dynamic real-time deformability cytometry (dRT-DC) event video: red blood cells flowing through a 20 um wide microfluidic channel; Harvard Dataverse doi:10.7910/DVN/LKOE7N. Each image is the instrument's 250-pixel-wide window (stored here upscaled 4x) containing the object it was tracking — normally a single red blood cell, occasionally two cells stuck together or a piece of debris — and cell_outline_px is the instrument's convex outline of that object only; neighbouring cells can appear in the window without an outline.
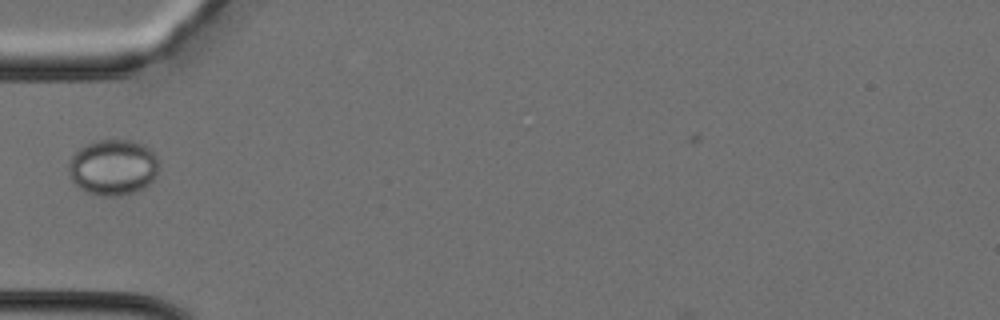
{"species": "Egyptian fruit bat (a non-hibernating species)", "species_latin": "Rousettus aegyptiacus", "temperature_condition": "cold", "stored_images_in_passage": 29, "camera_frame_rate_fps": 3000, "um_per_image_px": 0.085, "animal": {"sex": "female"}, "frame": {"image": 1, "passage_image": 4, "time_ms": 1.0, "image_size_px": [1000, 320], "cell_outline_px": [[160, 164], [156, 176], [148, 184], [132, 192], [120, 196], [104, 196], [84, 192], [72, 180], [68, 172], [68, 160], [80, 148], [88, 144], [100, 140], [128, 140], [144, 144], [160, 160]], "centroid_in_image_um": [9.61, 14.22], "position_along_channel_um": 75.4, "area_um2": 29.36}}
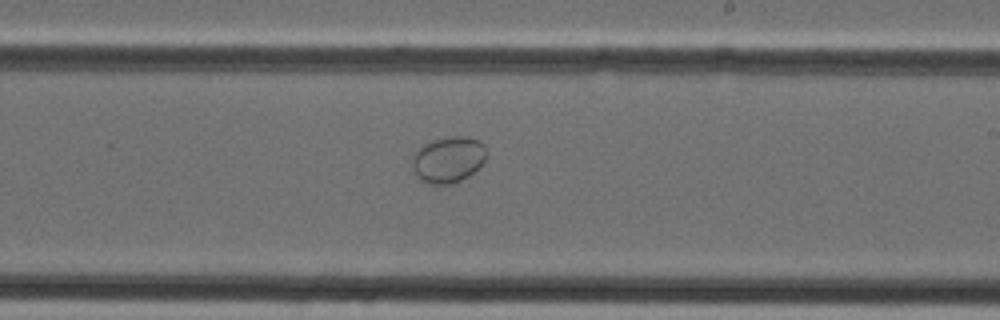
{"frame": {"image": 2, "passage_image": 14, "time_ms": 4.333, "image_size_px": [1000, 320], "cell_outline_px": [[488, 152], [484, 160], [468, 176], [460, 180], [448, 184], [428, 184], [420, 180], [416, 176], [412, 164], [412, 160], [416, 152], [424, 144], [432, 140], [456, 136], [460, 136], [480, 140], [484, 144]], "centroid_in_image_um": [38.1, 13.56], "position_along_channel_um": 250.9, "area_um2": 19.71}}
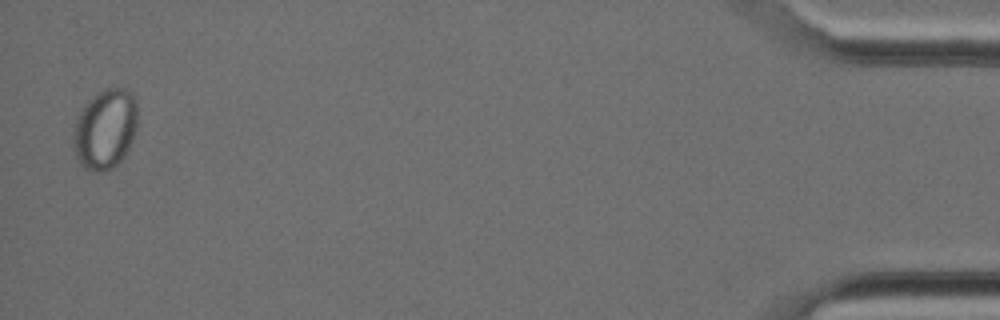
{"frame": {"image": 3, "passage_image": 29, "time_ms": 9.333, "image_size_px": [1000, 320], "cell_outline_px": [[136, 128], [132, 140], [124, 156], [112, 168], [100, 172], [88, 172], [80, 164], [76, 156], [76, 120], [80, 112], [88, 100], [96, 92], [104, 88], [128, 88], [132, 92], [136, 100]], "centroid_in_image_um": [8.97, 10.95], "position_along_channel_um": 426.2, "area_um2": 29.59}}